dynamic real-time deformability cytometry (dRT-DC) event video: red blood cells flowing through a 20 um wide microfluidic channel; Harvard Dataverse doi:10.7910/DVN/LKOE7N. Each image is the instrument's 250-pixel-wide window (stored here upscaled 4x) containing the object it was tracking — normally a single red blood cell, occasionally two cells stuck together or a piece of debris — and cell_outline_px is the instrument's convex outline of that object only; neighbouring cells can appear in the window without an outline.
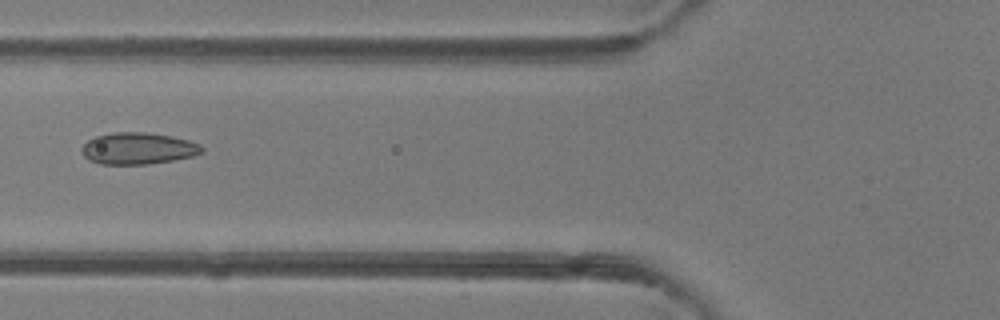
{"species": "common noctule bat (a hibernating species)", "species_latin": "Nyctalus noctula", "temperature_condition": "room temperature", "stored_images_in_passage": 3, "camera_frame_rate_fps": 3000, "um_per_image_px": 0.085, "animal": {"sex": "female"}, "frame": {"image": 1, "passage_image": 3, "time_ms": 0.667, "image_size_px": [1000, 320], "cell_outline_px": [[204, 152], [192, 156], [172, 160], [148, 164], [100, 164], [88, 160], [80, 152], [80, 148], [88, 140], [96, 136], [116, 132], [144, 132], [172, 136], [188, 140], [200, 144], [204, 148]], "centroid_in_image_um": [11.72, 12.62], "position_along_channel_um": 114.1, "area_um2": 22.25}}